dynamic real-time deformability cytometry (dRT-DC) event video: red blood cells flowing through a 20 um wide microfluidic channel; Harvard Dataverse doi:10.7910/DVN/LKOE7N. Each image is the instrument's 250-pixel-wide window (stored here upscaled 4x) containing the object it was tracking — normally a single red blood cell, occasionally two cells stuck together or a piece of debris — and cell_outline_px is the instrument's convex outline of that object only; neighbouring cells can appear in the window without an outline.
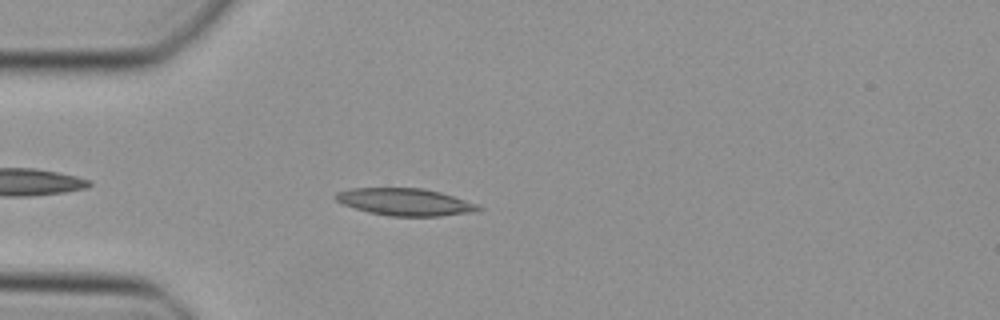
{"species": "Egyptian fruit bat (a non-hibernating species)", "species_latin": "Rousettus aegyptiacus", "temperature_condition": "cold", "stored_images_in_passage": 6, "camera_frame_rate_fps": 3000, "um_per_image_px": 0.085, "animal": {"sex": "female"}, "frame": {"image": 1, "passage_image": 1, "time_ms": 0.0, "image_size_px": [1000, 320], "cell_outline_px": [[484, 208], [476, 212], [440, 216], [392, 216], [368, 212], [344, 204], [336, 200], [332, 196], [336, 192], [352, 188], [424, 188], [440, 192], [476, 204]], "centroid_in_image_um": [34.43, 17.16], "position_along_channel_um": 50.6, "area_um2": 22.54}}
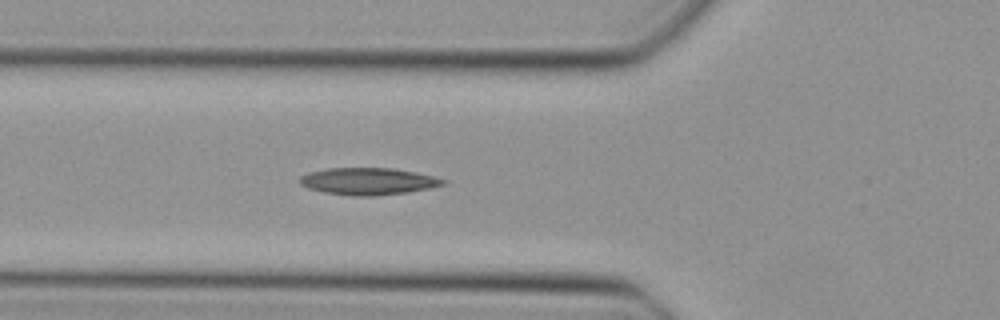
{"frame": {"image": 2, "passage_image": 5, "time_ms": 1.333, "image_size_px": [1000, 320], "cell_outline_px": [[448, 180], [444, 184], [428, 188], [408, 192], [372, 196], [352, 196], [324, 192], [308, 188], [300, 184], [300, 176], [308, 172], [328, 168], [392, 168], [416, 172]], "centroid_in_image_um": [31.27, 15.4], "position_along_channel_um": 94.5, "area_um2": 22.48}}